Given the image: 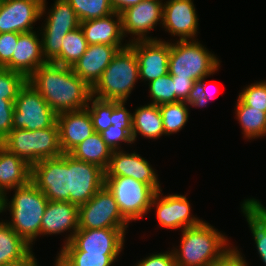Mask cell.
Segmentation results:
<instances>
[{
  "label": "cell",
  "mask_w": 266,
  "mask_h": 266,
  "mask_svg": "<svg viewBox=\"0 0 266 266\" xmlns=\"http://www.w3.org/2000/svg\"><path fill=\"white\" fill-rule=\"evenodd\" d=\"M56 113L81 110L88 106L92 88L72 67L46 62L27 79Z\"/></svg>",
  "instance_id": "6da1fadb"
},
{
  "label": "cell",
  "mask_w": 266,
  "mask_h": 266,
  "mask_svg": "<svg viewBox=\"0 0 266 266\" xmlns=\"http://www.w3.org/2000/svg\"><path fill=\"white\" fill-rule=\"evenodd\" d=\"M181 232L179 249L172 250L176 266H209L234 248L224 233L205 221Z\"/></svg>",
  "instance_id": "7a4b0ae2"
},
{
  "label": "cell",
  "mask_w": 266,
  "mask_h": 266,
  "mask_svg": "<svg viewBox=\"0 0 266 266\" xmlns=\"http://www.w3.org/2000/svg\"><path fill=\"white\" fill-rule=\"evenodd\" d=\"M11 190L15 194L10 201L7 194L0 199V214L9 210L11 220L5 222L32 246L41 236V221L48 199L31 181Z\"/></svg>",
  "instance_id": "3957f363"
},
{
  "label": "cell",
  "mask_w": 266,
  "mask_h": 266,
  "mask_svg": "<svg viewBox=\"0 0 266 266\" xmlns=\"http://www.w3.org/2000/svg\"><path fill=\"white\" fill-rule=\"evenodd\" d=\"M138 80V60L134 50L128 45L115 54L101 78L92 87V96L126 102Z\"/></svg>",
  "instance_id": "277c9868"
},
{
  "label": "cell",
  "mask_w": 266,
  "mask_h": 266,
  "mask_svg": "<svg viewBox=\"0 0 266 266\" xmlns=\"http://www.w3.org/2000/svg\"><path fill=\"white\" fill-rule=\"evenodd\" d=\"M220 60L195 40L170 41L169 74L172 78H190L198 83L213 76L220 68Z\"/></svg>",
  "instance_id": "5b68a950"
},
{
  "label": "cell",
  "mask_w": 266,
  "mask_h": 266,
  "mask_svg": "<svg viewBox=\"0 0 266 266\" xmlns=\"http://www.w3.org/2000/svg\"><path fill=\"white\" fill-rule=\"evenodd\" d=\"M104 186L114 196L122 216L130 223L146 216L156 191L148 184L126 176L104 177ZM146 214V215H145Z\"/></svg>",
  "instance_id": "8992f818"
},
{
  "label": "cell",
  "mask_w": 266,
  "mask_h": 266,
  "mask_svg": "<svg viewBox=\"0 0 266 266\" xmlns=\"http://www.w3.org/2000/svg\"><path fill=\"white\" fill-rule=\"evenodd\" d=\"M45 24L42 26V53L46 62H53L61 53L62 41L68 32L80 27L76 12L66 0H55L48 9Z\"/></svg>",
  "instance_id": "52a82bcc"
},
{
  "label": "cell",
  "mask_w": 266,
  "mask_h": 266,
  "mask_svg": "<svg viewBox=\"0 0 266 266\" xmlns=\"http://www.w3.org/2000/svg\"><path fill=\"white\" fill-rule=\"evenodd\" d=\"M56 122L57 114L27 81L14 101L13 128L34 131L49 128Z\"/></svg>",
  "instance_id": "ba28073f"
},
{
  "label": "cell",
  "mask_w": 266,
  "mask_h": 266,
  "mask_svg": "<svg viewBox=\"0 0 266 266\" xmlns=\"http://www.w3.org/2000/svg\"><path fill=\"white\" fill-rule=\"evenodd\" d=\"M79 229H127L114 196L103 186L88 202L79 206Z\"/></svg>",
  "instance_id": "9c48e42d"
},
{
  "label": "cell",
  "mask_w": 266,
  "mask_h": 266,
  "mask_svg": "<svg viewBox=\"0 0 266 266\" xmlns=\"http://www.w3.org/2000/svg\"><path fill=\"white\" fill-rule=\"evenodd\" d=\"M31 182L48 201L68 202V153L33 164Z\"/></svg>",
  "instance_id": "30bf717a"
},
{
  "label": "cell",
  "mask_w": 266,
  "mask_h": 266,
  "mask_svg": "<svg viewBox=\"0 0 266 266\" xmlns=\"http://www.w3.org/2000/svg\"><path fill=\"white\" fill-rule=\"evenodd\" d=\"M104 177L102 168L68 153V202L77 206L88 202L104 186Z\"/></svg>",
  "instance_id": "8fae6325"
},
{
  "label": "cell",
  "mask_w": 266,
  "mask_h": 266,
  "mask_svg": "<svg viewBox=\"0 0 266 266\" xmlns=\"http://www.w3.org/2000/svg\"><path fill=\"white\" fill-rule=\"evenodd\" d=\"M46 8V0H0V34L34 31Z\"/></svg>",
  "instance_id": "7c38bea8"
},
{
  "label": "cell",
  "mask_w": 266,
  "mask_h": 266,
  "mask_svg": "<svg viewBox=\"0 0 266 266\" xmlns=\"http://www.w3.org/2000/svg\"><path fill=\"white\" fill-rule=\"evenodd\" d=\"M162 1L163 0H143L137 5L128 7L120 13L124 36L127 37L129 34L130 36H134H131L133 39L127 41L128 43L139 40L158 39L157 37H150L148 34L157 24H160V26L162 25L164 5Z\"/></svg>",
  "instance_id": "4fadbf2b"
},
{
  "label": "cell",
  "mask_w": 266,
  "mask_h": 266,
  "mask_svg": "<svg viewBox=\"0 0 266 266\" xmlns=\"http://www.w3.org/2000/svg\"><path fill=\"white\" fill-rule=\"evenodd\" d=\"M127 229H78L71 242L60 251H85L95 254H120Z\"/></svg>",
  "instance_id": "5bb4252c"
},
{
  "label": "cell",
  "mask_w": 266,
  "mask_h": 266,
  "mask_svg": "<svg viewBox=\"0 0 266 266\" xmlns=\"http://www.w3.org/2000/svg\"><path fill=\"white\" fill-rule=\"evenodd\" d=\"M162 189L153 197L151 207H156L159 225L166 229H181L199 225L203 220L191 214V205L186 195L169 194L163 196Z\"/></svg>",
  "instance_id": "9a60e30c"
},
{
  "label": "cell",
  "mask_w": 266,
  "mask_h": 266,
  "mask_svg": "<svg viewBox=\"0 0 266 266\" xmlns=\"http://www.w3.org/2000/svg\"><path fill=\"white\" fill-rule=\"evenodd\" d=\"M139 64V79L150 83L169 73L170 41L139 40L130 42Z\"/></svg>",
  "instance_id": "2e32d148"
},
{
  "label": "cell",
  "mask_w": 266,
  "mask_h": 266,
  "mask_svg": "<svg viewBox=\"0 0 266 266\" xmlns=\"http://www.w3.org/2000/svg\"><path fill=\"white\" fill-rule=\"evenodd\" d=\"M198 16L193 0H168L163 5L162 28L181 40H195Z\"/></svg>",
  "instance_id": "e0dca14e"
},
{
  "label": "cell",
  "mask_w": 266,
  "mask_h": 266,
  "mask_svg": "<svg viewBox=\"0 0 266 266\" xmlns=\"http://www.w3.org/2000/svg\"><path fill=\"white\" fill-rule=\"evenodd\" d=\"M152 165L137 154L135 151L127 153L124 150H115L112 152L111 159L105 177L126 176L148 184L156 192L161 189L158 174L154 171Z\"/></svg>",
  "instance_id": "ac0fdd59"
},
{
  "label": "cell",
  "mask_w": 266,
  "mask_h": 266,
  "mask_svg": "<svg viewBox=\"0 0 266 266\" xmlns=\"http://www.w3.org/2000/svg\"><path fill=\"white\" fill-rule=\"evenodd\" d=\"M79 206L71 202L48 201L41 221V235H56L70 232L64 244L72 241L79 229Z\"/></svg>",
  "instance_id": "d6986e66"
},
{
  "label": "cell",
  "mask_w": 266,
  "mask_h": 266,
  "mask_svg": "<svg viewBox=\"0 0 266 266\" xmlns=\"http://www.w3.org/2000/svg\"><path fill=\"white\" fill-rule=\"evenodd\" d=\"M59 143L63 153H70L81 142L95 133L86 108L57 114Z\"/></svg>",
  "instance_id": "ffe728a7"
},
{
  "label": "cell",
  "mask_w": 266,
  "mask_h": 266,
  "mask_svg": "<svg viewBox=\"0 0 266 266\" xmlns=\"http://www.w3.org/2000/svg\"><path fill=\"white\" fill-rule=\"evenodd\" d=\"M126 46L106 44L88 45L85 53L72 67L74 73L84 80L91 88L101 78L115 54Z\"/></svg>",
  "instance_id": "44dd1931"
},
{
  "label": "cell",
  "mask_w": 266,
  "mask_h": 266,
  "mask_svg": "<svg viewBox=\"0 0 266 266\" xmlns=\"http://www.w3.org/2000/svg\"><path fill=\"white\" fill-rule=\"evenodd\" d=\"M45 63L41 38L36 31H31L19 35L15 52L5 68L19 72L28 79L38 67Z\"/></svg>",
  "instance_id": "7402d4cb"
},
{
  "label": "cell",
  "mask_w": 266,
  "mask_h": 266,
  "mask_svg": "<svg viewBox=\"0 0 266 266\" xmlns=\"http://www.w3.org/2000/svg\"><path fill=\"white\" fill-rule=\"evenodd\" d=\"M88 45L106 44L113 46H128L122 44L124 34L122 31L121 14L114 12L109 16L80 22Z\"/></svg>",
  "instance_id": "603a6c76"
},
{
  "label": "cell",
  "mask_w": 266,
  "mask_h": 266,
  "mask_svg": "<svg viewBox=\"0 0 266 266\" xmlns=\"http://www.w3.org/2000/svg\"><path fill=\"white\" fill-rule=\"evenodd\" d=\"M31 181V166L0 144V196Z\"/></svg>",
  "instance_id": "cb8c5ba5"
},
{
  "label": "cell",
  "mask_w": 266,
  "mask_h": 266,
  "mask_svg": "<svg viewBox=\"0 0 266 266\" xmlns=\"http://www.w3.org/2000/svg\"><path fill=\"white\" fill-rule=\"evenodd\" d=\"M241 212L248 222L259 257L266 266V207L255 198H247L241 204Z\"/></svg>",
  "instance_id": "d4e9b609"
},
{
  "label": "cell",
  "mask_w": 266,
  "mask_h": 266,
  "mask_svg": "<svg viewBox=\"0 0 266 266\" xmlns=\"http://www.w3.org/2000/svg\"><path fill=\"white\" fill-rule=\"evenodd\" d=\"M138 134L148 139H158L165 135L159 105L150 103L136 108L132 113L133 142H136Z\"/></svg>",
  "instance_id": "484cf974"
},
{
  "label": "cell",
  "mask_w": 266,
  "mask_h": 266,
  "mask_svg": "<svg viewBox=\"0 0 266 266\" xmlns=\"http://www.w3.org/2000/svg\"><path fill=\"white\" fill-rule=\"evenodd\" d=\"M112 152L103 140L101 133L95 132L75 147L69 154L75 159L95 164L106 171Z\"/></svg>",
  "instance_id": "4316f807"
},
{
  "label": "cell",
  "mask_w": 266,
  "mask_h": 266,
  "mask_svg": "<svg viewBox=\"0 0 266 266\" xmlns=\"http://www.w3.org/2000/svg\"><path fill=\"white\" fill-rule=\"evenodd\" d=\"M32 246L6 222L0 221V265L26 258Z\"/></svg>",
  "instance_id": "83f0119b"
},
{
  "label": "cell",
  "mask_w": 266,
  "mask_h": 266,
  "mask_svg": "<svg viewBox=\"0 0 266 266\" xmlns=\"http://www.w3.org/2000/svg\"><path fill=\"white\" fill-rule=\"evenodd\" d=\"M235 107L244 138L252 140L266 136V112L245 105L239 98Z\"/></svg>",
  "instance_id": "f1b7e54d"
},
{
  "label": "cell",
  "mask_w": 266,
  "mask_h": 266,
  "mask_svg": "<svg viewBox=\"0 0 266 266\" xmlns=\"http://www.w3.org/2000/svg\"><path fill=\"white\" fill-rule=\"evenodd\" d=\"M63 154L59 143V128L57 122L44 129L33 131V164Z\"/></svg>",
  "instance_id": "f546056e"
},
{
  "label": "cell",
  "mask_w": 266,
  "mask_h": 266,
  "mask_svg": "<svg viewBox=\"0 0 266 266\" xmlns=\"http://www.w3.org/2000/svg\"><path fill=\"white\" fill-rule=\"evenodd\" d=\"M120 254H95L85 251H59L55 262L59 266H112Z\"/></svg>",
  "instance_id": "4dcf8cb0"
},
{
  "label": "cell",
  "mask_w": 266,
  "mask_h": 266,
  "mask_svg": "<svg viewBox=\"0 0 266 266\" xmlns=\"http://www.w3.org/2000/svg\"><path fill=\"white\" fill-rule=\"evenodd\" d=\"M62 42L61 53L53 63L73 67L88 47L82 28L78 27L68 32Z\"/></svg>",
  "instance_id": "1f68e13d"
},
{
  "label": "cell",
  "mask_w": 266,
  "mask_h": 266,
  "mask_svg": "<svg viewBox=\"0 0 266 266\" xmlns=\"http://www.w3.org/2000/svg\"><path fill=\"white\" fill-rule=\"evenodd\" d=\"M189 105L194 107V104L186 101L159 105L165 135L177 133L186 125L190 114Z\"/></svg>",
  "instance_id": "d6a6232c"
},
{
  "label": "cell",
  "mask_w": 266,
  "mask_h": 266,
  "mask_svg": "<svg viewBox=\"0 0 266 266\" xmlns=\"http://www.w3.org/2000/svg\"><path fill=\"white\" fill-rule=\"evenodd\" d=\"M0 144L30 166L33 165V131L13 128Z\"/></svg>",
  "instance_id": "836d02e7"
},
{
  "label": "cell",
  "mask_w": 266,
  "mask_h": 266,
  "mask_svg": "<svg viewBox=\"0 0 266 266\" xmlns=\"http://www.w3.org/2000/svg\"><path fill=\"white\" fill-rule=\"evenodd\" d=\"M80 22L103 18L115 12L110 0H66Z\"/></svg>",
  "instance_id": "e575fe53"
},
{
  "label": "cell",
  "mask_w": 266,
  "mask_h": 266,
  "mask_svg": "<svg viewBox=\"0 0 266 266\" xmlns=\"http://www.w3.org/2000/svg\"><path fill=\"white\" fill-rule=\"evenodd\" d=\"M86 109L91 117L95 132L101 133L111 126L113 101L91 96Z\"/></svg>",
  "instance_id": "d590c367"
},
{
  "label": "cell",
  "mask_w": 266,
  "mask_h": 266,
  "mask_svg": "<svg viewBox=\"0 0 266 266\" xmlns=\"http://www.w3.org/2000/svg\"><path fill=\"white\" fill-rule=\"evenodd\" d=\"M151 104L175 103V87L172 76L168 73L148 83Z\"/></svg>",
  "instance_id": "8d00e7d4"
},
{
  "label": "cell",
  "mask_w": 266,
  "mask_h": 266,
  "mask_svg": "<svg viewBox=\"0 0 266 266\" xmlns=\"http://www.w3.org/2000/svg\"><path fill=\"white\" fill-rule=\"evenodd\" d=\"M26 82L23 74L0 67V99L14 102Z\"/></svg>",
  "instance_id": "74e56055"
},
{
  "label": "cell",
  "mask_w": 266,
  "mask_h": 266,
  "mask_svg": "<svg viewBox=\"0 0 266 266\" xmlns=\"http://www.w3.org/2000/svg\"><path fill=\"white\" fill-rule=\"evenodd\" d=\"M238 98L245 105L266 112V81L246 86L241 90Z\"/></svg>",
  "instance_id": "f35d334b"
},
{
  "label": "cell",
  "mask_w": 266,
  "mask_h": 266,
  "mask_svg": "<svg viewBox=\"0 0 266 266\" xmlns=\"http://www.w3.org/2000/svg\"><path fill=\"white\" fill-rule=\"evenodd\" d=\"M102 138L112 151L121 150V143L133 144L132 135L122 126L111 125L108 129L101 132Z\"/></svg>",
  "instance_id": "ab89813d"
},
{
  "label": "cell",
  "mask_w": 266,
  "mask_h": 266,
  "mask_svg": "<svg viewBox=\"0 0 266 266\" xmlns=\"http://www.w3.org/2000/svg\"><path fill=\"white\" fill-rule=\"evenodd\" d=\"M175 87V103L186 101L194 104L197 83L190 78H172Z\"/></svg>",
  "instance_id": "60d3db41"
},
{
  "label": "cell",
  "mask_w": 266,
  "mask_h": 266,
  "mask_svg": "<svg viewBox=\"0 0 266 266\" xmlns=\"http://www.w3.org/2000/svg\"><path fill=\"white\" fill-rule=\"evenodd\" d=\"M20 34L16 32L0 34V67H5L11 61Z\"/></svg>",
  "instance_id": "b9f144b4"
},
{
  "label": "cell",
  "mask_w": 266,
  "mask_h": 266,
  "mask_svg": "<svg viewBox=\"0 0 266 266\" xmlns=\"http://www.w3.org/2000/svg\"><path fill=\"white\" fill-rule=\"evenodd\" d=\"M14 102L0 99V143L13 129Z\"/></svg>",
  "instance_id": "7bdbcfd3"
},
{
  "label": "cell",
  "mask_w": 266,
  "mask_h": 266,
  "mask_svg": "<svg viewBox=\"0 0 266 266\" xmlns=\"http://www.w3.org/2000/svg\"><path fill=\"white\" fill-rule=\"evenodd\" d=\"M125 101H113V112L111 115L113 126H122L132 135V113L125 108Z\"/></svg>",
  "instance_id": "ee69618b"
},
{
  "label": "cell",
  "mask_w": 266,
  "mask_h": 266,
  "mask_svg": "<svg viewBox=\"0 0 266 266\" xmlns=\"http://www.w3.org/2000/svg\"><path fill=\"white\" fill-rule=\"evenodd\" d=\"M134 266H176L173 251L152 253L138 261Z\"/></svg>",
  "instance_id": "f6af8a7d"
},
{
  "label": "cell",
  "mask_w": 266,
  "mask_h": 266,
  "mask_svg": "<svg viewBox=\"0 0 266 266\" xmlns=\"http://www.w3.org/2000/svg\"><path fill=\"white\" fill-rule=\"evenodd\" d=\"M234 248L229 251L221 260L210 264L209 266H248L242 253Z\"/></svg>",
  "instance_id": "bcb514c9"
},
{
  "label": "cell",
  "mask_w": 266,
  "mask_h": 266,
  "mask_svg": "<svg viewBox=\"0 0 266 266\" xmlns=\"http://www.w3.org/2000/svg\"><path fill=\"white\" fill-rule=\"evenodd\" d=\"M205 79H207V77H204L197 83L194 107L203 108L208 104L209 100L212 98L211 92L208 90L209 87L205 83Z\"/></svg>",
  "instance_id": "7dc6e473"
},
{
  "label": "cell",
  "mask_w": 266,
  "mask_h": 266,
  "mask_svg": "<svg viewBox=\"0 0 266 266\" xmlns=\"http://www.w3.org/2000/svg\"><path fill=\"white\" fill-rule=\"evenodd\" d=\"M33 251L26 257L18 261H12L8 263H4L0 266H40L38 265L37 259L33 255Z\"/></svg>",
  "instance_id": "c3c4849f"
},
{
  "label": "cell",
  "mask_w": 266,
  "mask_h": 266,
  "mask_svg": "<svg viewBox=\"0 0 266 266\" xmlns=\"http://www.w3.org/2000/svg\"><path fill=\"white\" fill-rule=\"evenodd\" d=\"M143 0H110L115 12L121 13L128 7H131L133 5H137Z\"/></svg>",
  "instance_id": "681fc988"
}]
</instances>
